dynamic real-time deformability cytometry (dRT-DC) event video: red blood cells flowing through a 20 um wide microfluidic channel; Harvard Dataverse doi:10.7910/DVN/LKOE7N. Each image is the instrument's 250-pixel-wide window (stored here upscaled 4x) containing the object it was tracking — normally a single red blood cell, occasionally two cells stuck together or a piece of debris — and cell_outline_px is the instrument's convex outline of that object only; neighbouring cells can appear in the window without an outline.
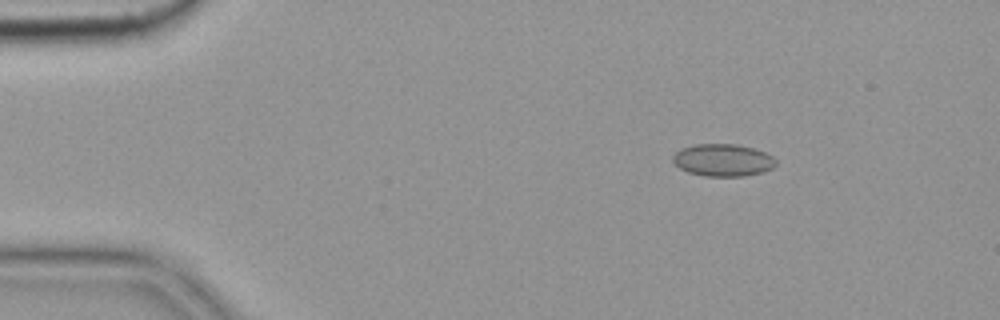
{"species": "common noctule bat (a hibernating species)", "species_latin": "Nyctalus noctula", "temperature_condition": "cold", "stored_images_in_passage": 3, "camera_frame_rate_fps": 3000, "um_per_image_px": 0.085, "animal": {"sex": "female", "body_mass_g": 19.9}, "frame": {"image": 1, "passage_image": 1, "time_ms": 0.0, "image_size_px": [1000, 320], "cell_outline_px": [[776, 164], [772, 168], [764, 172], [744, 176], [704, 176], [688, 172], [680, 168], [672, 160], [672, 156], [676, 152], [684, 148], [696, 144], [736, 144], [752, 148], [764, 152], [772, 156], [776, 160]], "centroid_in_image_um": [61.46, 13.62], "position_along_channel_um": 23.5, "area_um2": 19.31}}